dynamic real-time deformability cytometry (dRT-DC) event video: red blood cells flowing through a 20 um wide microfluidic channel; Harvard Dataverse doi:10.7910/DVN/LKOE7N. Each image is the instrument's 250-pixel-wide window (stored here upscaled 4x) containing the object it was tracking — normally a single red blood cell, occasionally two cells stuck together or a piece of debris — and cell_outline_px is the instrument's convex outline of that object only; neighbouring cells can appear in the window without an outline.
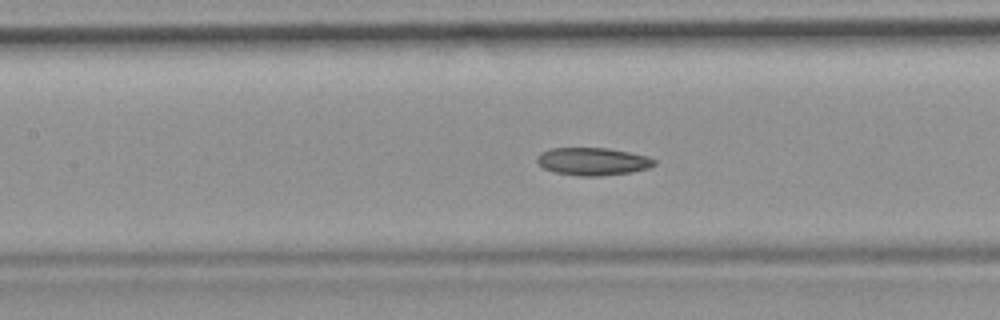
{"species": "common noctule bat (a hibernating species)", "species_latin": "Nyctalus noctula", "temperature_condition": "room temperature", "stored_images_in_passage": 51, "camera_frame_rate_fps": 3000, "um_per_image_px": 0.085, "animal": {"sex": "female", "body_mass_g": 19.9}, "frame": {"image": 1, "passage_image": 22, "time_ms": 7.0, "image_size_px": [1000, 320], "cell_outline_px": [[656, 164], [648, 168], [632, 172], [600, 176], [580, 176], [556, 172], [544, 168], [536, 160], [536, 156], [540, 152], [552, 148], [608, 148], [648, 156], [656, 160]], "centroid_in_image_um": [50.39, 13.72], "position_along_channel_um": 157.0, "area_um2": 18.9}}